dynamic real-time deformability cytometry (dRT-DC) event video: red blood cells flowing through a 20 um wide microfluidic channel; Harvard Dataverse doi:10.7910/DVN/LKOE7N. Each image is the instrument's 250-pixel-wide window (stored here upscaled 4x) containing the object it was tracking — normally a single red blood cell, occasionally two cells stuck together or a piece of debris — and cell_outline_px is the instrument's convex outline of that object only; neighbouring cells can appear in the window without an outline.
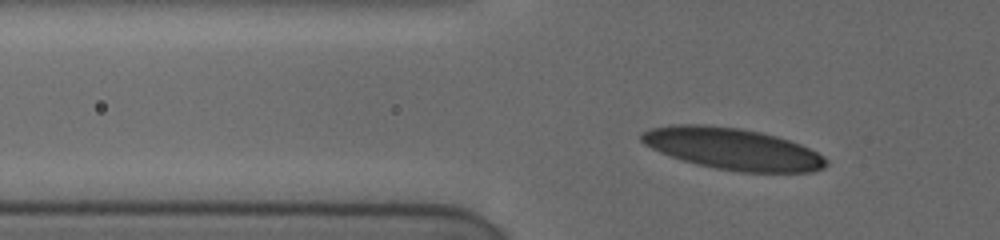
{"species": "human", "species_latin": "Homo sapiens", "temperature_condition": "cold", "stored_images_in_passage": 43, "segment_of_instrument_passage": [1, 2], "camera_frame_rate_fps": 3000, "um_per_image_px": 0.085, "donor": {"sex": "female"}, "frame": {"image": 1, "passage_image": 2, "time_ms": 0.333, "image_size_px": [1000, 240], "cell_outline_px": [[828, 164], [824, 168], [812, 172], [740, 172], [716, 168], [696, 164], [660, 152], [644, 144], [640, 140], [640, 136], [644, 132], [652, 128], [672, 124], [700, 124], [740, 128], [760, 132], [776, 136], [800, 144], [824, 156], [828, 160]], "centroid_in_image_um": [62.29, 12.65], "position_along_channel_um": 63.5, "area_um2": 44.56}}
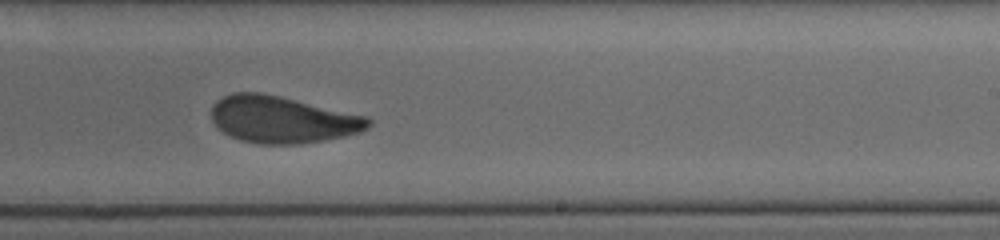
{"frame": {"image": 2, "passage_image": 14, "time_ms": 6.0, "image_size_px": [1000, 240], "cell_outline_px": [[372, 124], [368, 128], [360, 132], [344, 136], [324, 140], [300, 144], [256, 144], [240, 140], [216, 128], [212, 120], [212, 104], [216, 100], [232, 92], [260, 92], [368, 116], [372, 120]], "centroid_in_image_um": [23.99, 10.16], "position_along_channel_um": 265.0, "area_um2": 43.0}}
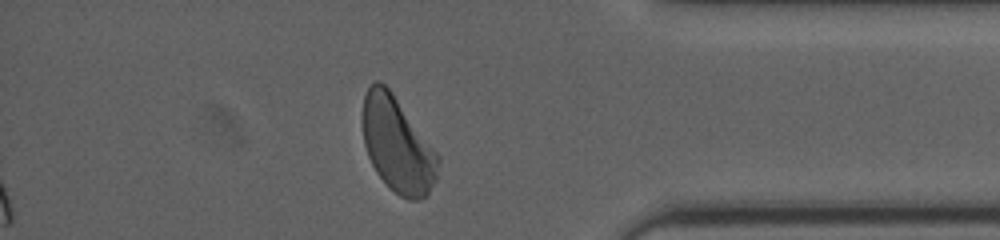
{"frame": {"image": 3, "passage_image": 33, "time_ms": 10.0, "image_size_px": [1000, 240], "cell_outline_px": [[440, 160], [436, 180], [428, 196], [420, 200], [408, 200], [400, 196], [376, 172], [368, 156], [364, 144], [364, 96], [368, 88], [376, 80], [380, 80], [392, 92], [440, 156]], "centroid_in_image_um": [33.82, 12.34], "position_along_channel_um": 401.4, "area_um2": 41.44}}